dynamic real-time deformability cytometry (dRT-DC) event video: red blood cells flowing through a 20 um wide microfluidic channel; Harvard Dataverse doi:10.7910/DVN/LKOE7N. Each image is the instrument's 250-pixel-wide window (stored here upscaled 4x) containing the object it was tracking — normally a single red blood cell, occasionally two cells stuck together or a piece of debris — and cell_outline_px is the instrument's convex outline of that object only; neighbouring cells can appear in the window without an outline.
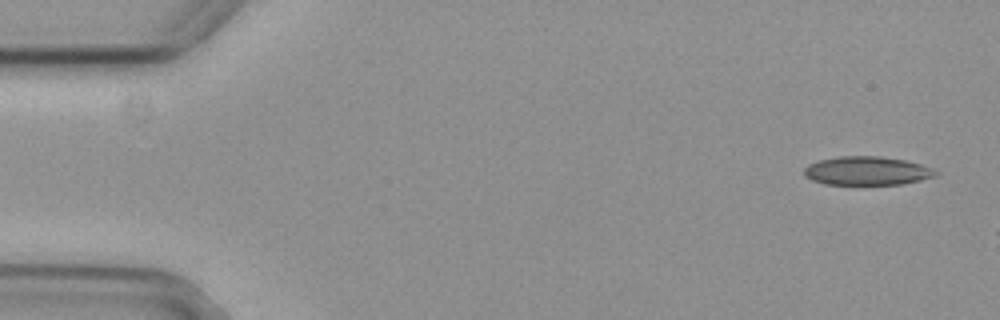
{"species": "common noctule bat (a hibernating species)", "species_latin": "Nyctalus noctula", "temperature_condition": "cold", "stored_images_in_passage": 4, "camera_frame_rate_fps": 3000, "um_per_image_px": 0.085, "animal": {"sex": "female", "body_mass_g": 29.2, "forearm_length_mm": 56.3}, "frame": {"image": 1, "passage_image": 1, "time_ms": 0.0, "image_size_px": [1000, 320], "cell_outline_px": [[940, 172], [936, 176], [904, 184], [824, 184], [812, 180], [804, 176], [804, 168], [808, 164], [820, 160], [840, 156], [880, 156], [904, 160], [920, 164], [932, 168]], "centroid_in_image_um": [73.7, 14.52], "position_along_channel_um": 11.3, "area_um2": 21.96}}